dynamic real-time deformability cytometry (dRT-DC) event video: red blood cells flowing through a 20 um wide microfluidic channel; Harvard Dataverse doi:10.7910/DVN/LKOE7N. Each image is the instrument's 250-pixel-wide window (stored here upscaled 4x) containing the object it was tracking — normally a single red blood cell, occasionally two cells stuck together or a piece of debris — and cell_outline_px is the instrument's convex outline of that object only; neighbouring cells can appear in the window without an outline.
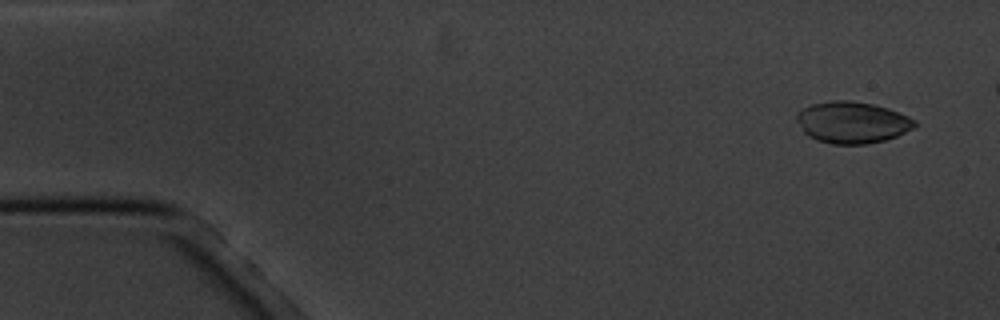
{"species": "common noctule bat (a hibernating species)", "species_latin": "Nyctalus noctula", "temperature_condition": "cold", "stored_images_in_passage": 5, "camera_frame_rate_fps": 3000, "um_per_image_px": 0.085, "animal": {"sex": "male", "body_mass_g": 20.1, "forearm_length_mm": 53.5}, "frame": {"image": 1, "passage_image": 1, "time_ms": 0.0, "image_size_px": [1000, 320], "cell_outline_px": [[916, 124], [912, 128], [896, 136], [884, 140], [864, 144], [832, 144], [816, 140], [808, 136], [804, 132], [796, 120], [796, 112], [812, 104], [832, 100], [852, 100], [872, 104], [888, 108], [908, 116], [916, 120]], "centroid_in_image_um": [72.41, 10.4], "position_along_channel_um": 12.6, "area_um2": 28.55}}